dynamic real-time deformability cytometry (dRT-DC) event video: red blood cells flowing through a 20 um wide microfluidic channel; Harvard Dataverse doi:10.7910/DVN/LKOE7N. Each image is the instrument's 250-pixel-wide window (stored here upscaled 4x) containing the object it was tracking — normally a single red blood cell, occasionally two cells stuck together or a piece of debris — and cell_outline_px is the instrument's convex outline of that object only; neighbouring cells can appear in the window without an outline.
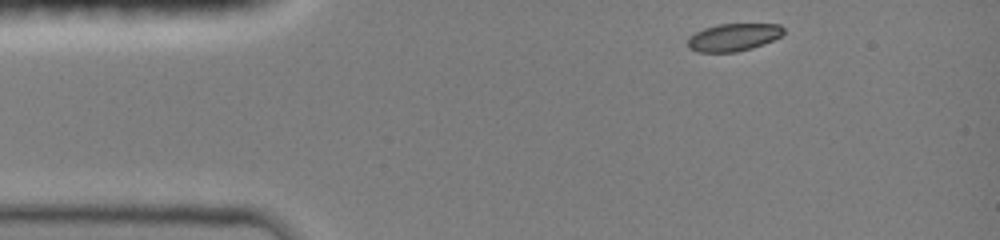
{"species": "common noctule bat (a hibernating species)", "species_latin": "Nyctalus noctula", "temperature_condition": "room temperature", "stored_images_in_passage": 38, "camera_frame_rate_fps": 3000, "um_per_image_px": 0.085, "animal": {"sex": "female", "body_mass_g": 19.0, "forearm_length_mm": 51.5}, "frame": {"image": 1, "passage_image": 1, "time_ms": 0.0, "image_size_px": [1000, 240], "cell_outline_px": [[784, 32], [780, 36], [772, 40], [752, 48], [736, 52], [696, 52], [688, 48], [688, 40], [696, 32], [704, 28], [720, 24], [780, 24], [784, 28]], "centroid_in_image_um": [62.34, 3.17], "position_along_channel_um": 22.7, "area_um2": 15.26}}
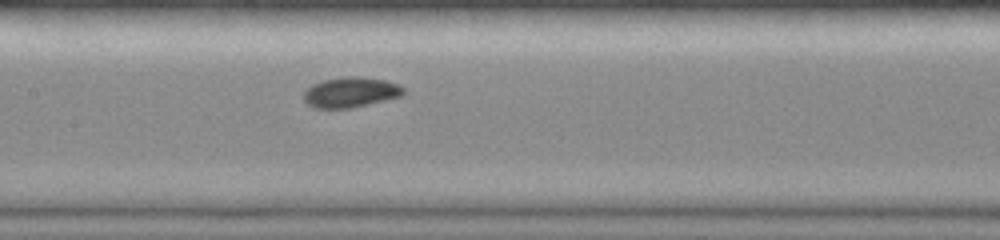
{"frame": {"image": 2, "passage_image": 17, "time_ms": 5.333, "image_size_px": [1000, 240], "cell_outline_px": [[404, 92], [400, 96], [352, 108], [316, 108], [308, 104], [304, 100], [304, 92], [312, 84], [324, 80], [344, 76], [356, 76], [388, 80], [400, 84], [404, 88]], "centroid_in_image_um": [29.82, 7.83], "position_along_channel_um": 177.6, "area_um2": 17.57}}
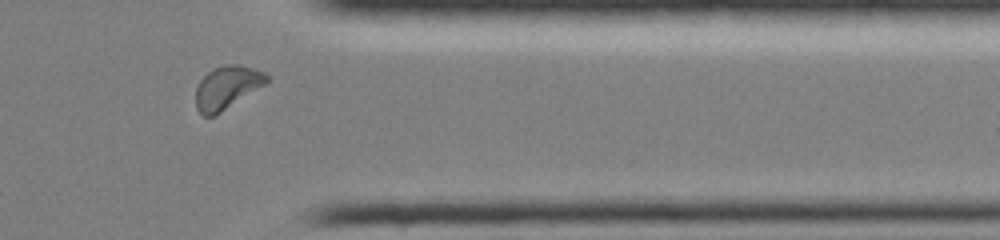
{"frame": {"image": 3, "passage_image": 33, "time_ms": 10.667, "image_size_px": [1000, 240], "cell_outline_px": [[268, 80], [264, 84], [220, 112], [212, 116], [204, 116], [196, 108], [196, 88], [200, 80], [212, 68], [224, 64], [240, 64], [264, 72], [268, 76]], "centroid_in_image_um": [19.26, 7.4], "position_along_channel_um": 392.1, "area_um2": 17.4}, "authors_computed_cell_mechanics": {"area_um2": 16.9643, "velocity_mm_per_s": 4.0477, "shape_relaxation_time_tau1_ms": 2.221, "shape_relaxation_time_tau2_ms": null, "deformation_change_tau1": 0.1136, "deformation_change_tau2": null}}